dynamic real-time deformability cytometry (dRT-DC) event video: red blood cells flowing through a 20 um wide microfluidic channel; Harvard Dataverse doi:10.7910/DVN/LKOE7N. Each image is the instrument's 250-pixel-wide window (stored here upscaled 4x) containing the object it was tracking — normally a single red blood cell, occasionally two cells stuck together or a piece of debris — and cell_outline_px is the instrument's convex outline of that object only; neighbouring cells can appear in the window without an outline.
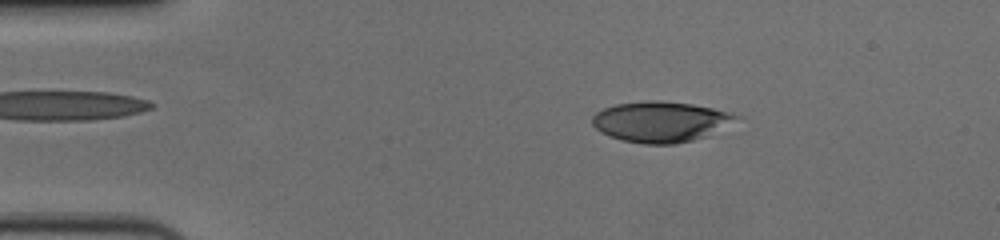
{"species": "human", "species_latin": "Homo sapiens", "temperature_condition": "cold", "stored_images_in_passage": 17, "camera_frame_rate_fps": 3000, "um_per_image_px": 0.085, "donor": {"sex": "female"}, "frame": {"image": 1, "passage_image": 9, "time_ms": 2.667, "image_size_px": [1000, 240], "cell_outline_px": [[744, 116], [708, 136], [676, 144], [644, 144], [620, 140], [600, 132], [592, 124], [592, 116], [596, 112], [604, 108], [616, 104], [648, 100], [656, 100], [692, 104], [712, 108]], "centroid_in_image_um": [56.15, 10.35], "position_along_channel_um": 28.9, "area_um2": 34.16}}